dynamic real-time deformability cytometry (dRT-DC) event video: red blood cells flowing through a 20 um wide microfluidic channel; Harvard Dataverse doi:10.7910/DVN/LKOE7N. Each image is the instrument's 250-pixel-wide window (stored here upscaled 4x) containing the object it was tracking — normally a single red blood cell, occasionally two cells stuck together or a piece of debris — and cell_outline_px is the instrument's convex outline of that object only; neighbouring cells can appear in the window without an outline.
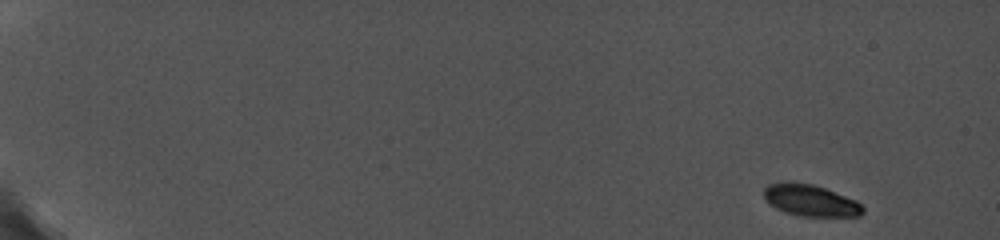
{"species": "common noctule bat (a hibernating species)", "species_latin": "Nyctalus noctula", "temperature_condition": "cold", "stored_images_in_passage": 25, "camera_frame_rate_fps": 5000, "um_per_image_px": 0.085, "animal": {"sex": "female", "body_mass_g": 19.0, "forearm_length_mm": 56.7}, "frame": {"image": 1, "passage_image": 1, "time_ms": 0.0, "image_size_px": [1000, 240], "cell_outline_px": [[864, 212], [860, 216], [800, 216], [784, 212], [776, 208], [764, 196], [764, 188], [768, 184], [788, 180], [812, 184], [824, 188], [856, 200], [864, 208]], "centroid_in_image_um": [68.88, 17.02], "position_along_channel_um": 16.1, "area_um2": 18.21}}
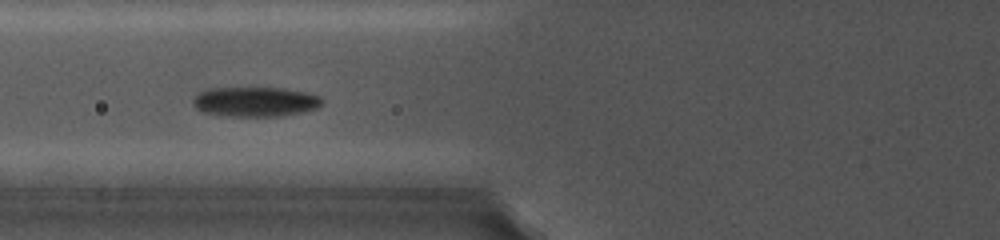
{"frame": {"image": 2, "passage_image": 18, "time_ms": 7.2, "image_size_px": [1000, 240], "cell_outline_px": [[324, 100], [316, 108], [300, 112], [280, 116], [228, 116], [204, 112], [196, 108], [192, 104], [192, 100], [196, 92], [208, 88], [284, 88], [308, 92], [320, 96]], "centroid_in_image_um": [21.66, 8.63], "position_along_channel_um": 104.1, "area_um2": 22.48}}
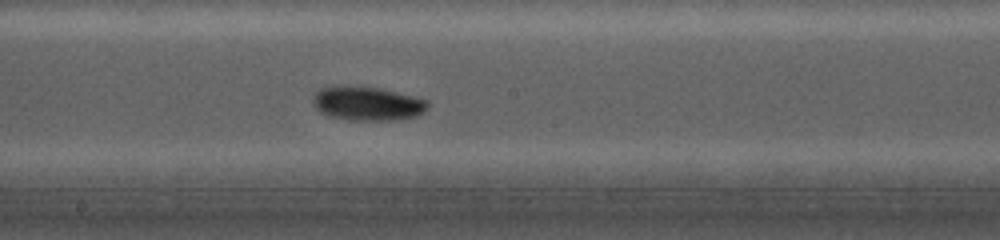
{"frame": {"image": 3, "passage_image": 25, "time_ms": 10.2, "image_size_px": [1000, 240], "cell_outline_px": [[428, 108], [424, 112], [416, 116], [392, 120], [348, 120], [332, 116], [320, 112], [316, 108], [312, 100], [312, 96], [320, 88], [336, 84], [340, 84], [380, 88], [428, 100]], "centroid_in_image_um": [31.18, 8.77], "position_along_channel_um": 217.0, "area_um2": 22.95}}